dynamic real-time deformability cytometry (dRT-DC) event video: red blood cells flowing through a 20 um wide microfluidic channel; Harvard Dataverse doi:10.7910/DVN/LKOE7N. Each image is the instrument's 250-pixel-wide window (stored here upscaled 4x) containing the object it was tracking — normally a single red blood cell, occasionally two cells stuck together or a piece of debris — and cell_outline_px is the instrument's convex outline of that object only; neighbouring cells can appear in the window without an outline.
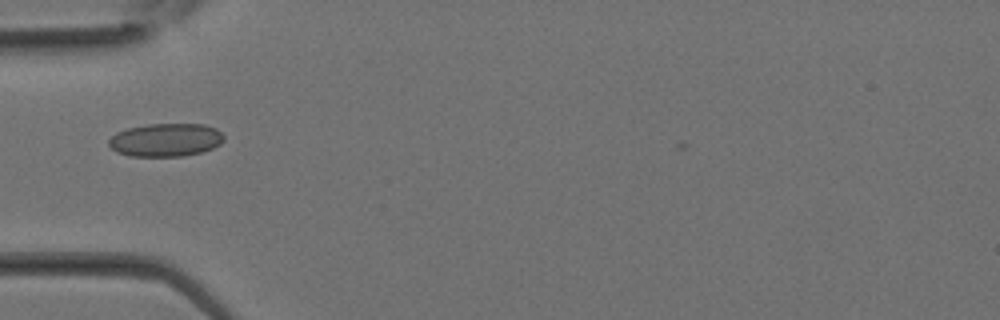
{"species": "Egyptian fruit bat (a non-hibernating species)", "species_latin": "Rousettus aegyptiacus", "temperature_condition": "room temperature", "stored_images_in_passage": 33, "camera_frame_rate_fps": 3000, "um_per_image_px": 0.085, "animal": {"sex": "female"}, "frame": {"image": 1, "passage_image": 11, "time_ms": 3.333, "image_size_px": [1000, 320], "cell_outline_px": [[224, 140], [220, 144], [212, 148], [200, 152], [184, 156], [132, 156], [116, 152], [108, 144], [108, 140], [116, 132], [128, 128], [148, 124], [204, 124], [216, 128], [224, 136]], "centroid_in_image_um": [14.08, 11.89], "position_along_channel_um": 70.9, "area_um2": 22.25}}
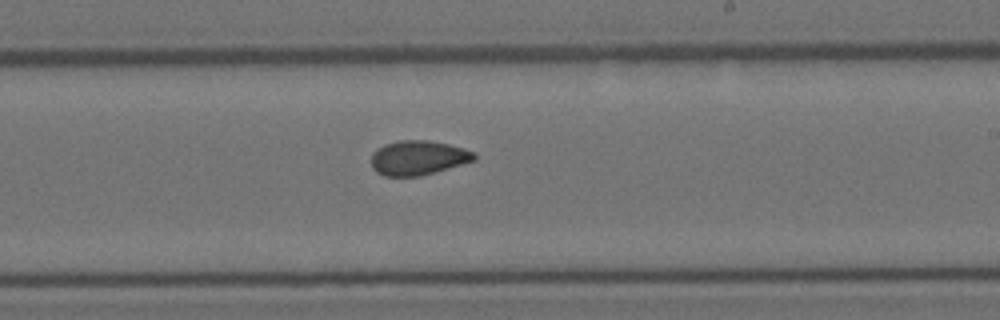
{"frame": {"image": 2, "passage_image": 20, "time_ms": 6.333, "image_size_px": [1000, 320], "cell_outline_px": [[476, 160], [436, 172], [420, 176], [384, 176], [376, 172], [372, 168], [372, 152], [376, 148], [384, 144], [400, 140], [428, 140], [448, 144], [464, 148], [476, 152]], "centroid_in_image_um": [35.55, 13.41], "position_along_channel_um": 253.5, "area_um2": 20.92}}
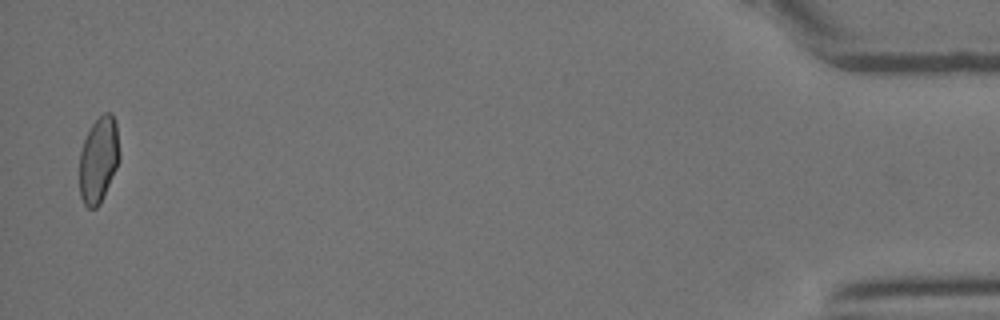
{"frame": {"image": 3, "passage_image": 33, "time_ms": 10.667, "image_size_px": [1000, 320], "cell_outline_px": [[120, 160], [104, 196], [100, 204], [96, 208], [88, 208], [84, 204], [80, 196], [80, 152], [84, 140], [92, 124], [104, 112], [112, 112], [116, 124], [120, 152]], "centroid_in_image_um": [8.4, 13.58], "position_along_channel_um": 426.8, "area_um2": 20.11}}